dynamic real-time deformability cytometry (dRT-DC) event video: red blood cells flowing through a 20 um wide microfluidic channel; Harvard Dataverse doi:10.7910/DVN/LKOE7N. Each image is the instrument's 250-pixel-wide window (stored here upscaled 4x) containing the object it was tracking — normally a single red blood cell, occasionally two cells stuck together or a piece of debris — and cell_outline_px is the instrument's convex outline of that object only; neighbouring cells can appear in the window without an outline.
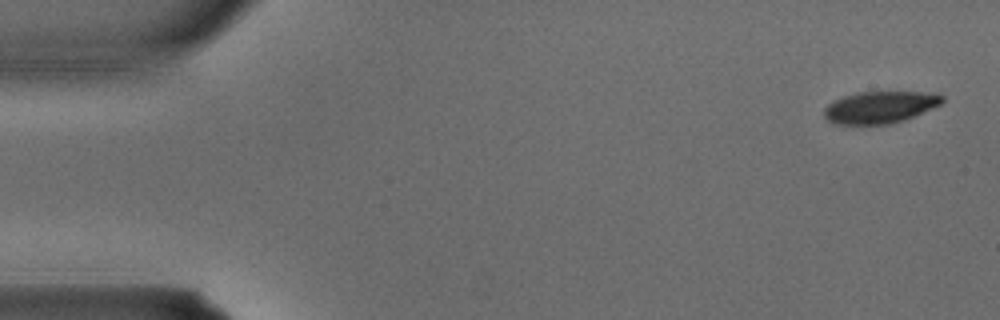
{"species": "common noctule bat (a hibernating species)", "species_latin": "Nyctalus noctula", "temperature_condition": "warm", "stored_images_in_passage": 3, "camera_frame_rate_fps": 3000, "um_per_image_px": 0.085, "animal": {"sex": "male", "body_mass_g": 15.6}, "frame": {"image": 1, "passage_image": 1, "time_ms": 0.0, "image_size_px": [1000, 320], "cell_outline_px": [[944, 100], [940, 104], [932, 108], [904, 120], [888, 124], [832, 124], [824, 116], [824, 108], [832, 100], [844, 96], [860, 92], [936, 92], [944, 96]], "centroid_in_image_um": [74.79, 9.11], "position_along_channel_um": 10.2, "area_um2": 22.02}}
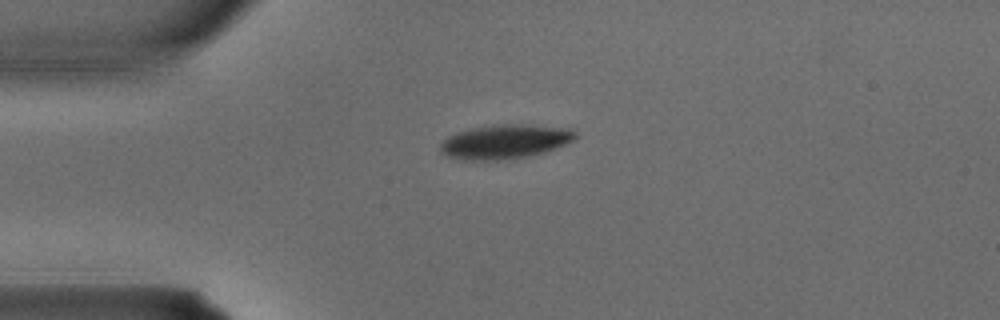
{"frame": {"image": 2, "passage_image": 3, "time_ms": 0.667, "image_size_px": [1000, 320], "cell_outline_px": [[576, 136], [572, 140], [564, 144], [544, 152], [528, 156], [500, 160], [460, 160], [448, 156], [440, 152], [440, 144], [448, 136], [456, 132], [468, 128], [500, 124], [516, 124], [560, 128], [576, 132]], "centroid_in_image_um": [42.81, 12.05], "position_along_channel_um": 42.2, "area_um2": 26.53}}